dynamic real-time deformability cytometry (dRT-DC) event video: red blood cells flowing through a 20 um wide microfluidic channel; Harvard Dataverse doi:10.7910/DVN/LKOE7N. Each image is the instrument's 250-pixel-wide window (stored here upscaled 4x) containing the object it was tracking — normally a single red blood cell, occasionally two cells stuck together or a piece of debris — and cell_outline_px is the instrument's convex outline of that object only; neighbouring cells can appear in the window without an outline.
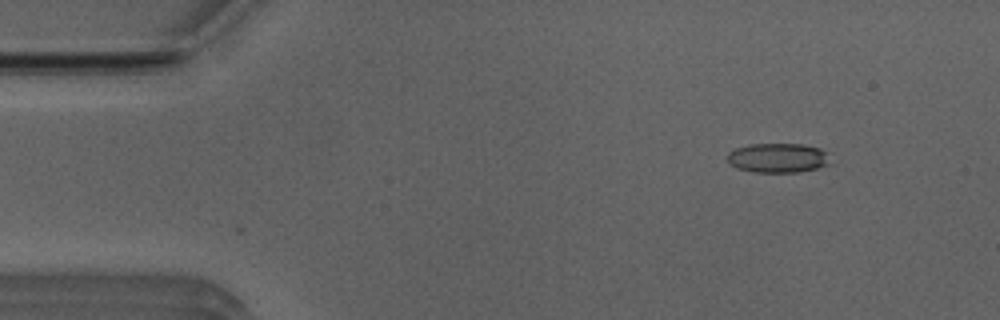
{"species": "Egyptian fruit bat (a non-hibernating species)", "species_latin": "Rousettus aegyptiacus", "temperature_condition": "room temperature", "stored_images_in_passage": 2, "camera_frame_rate_fps": 3000, "um_per_image_px": 0.085, "animal": {"sex": "male"}, "frame": {"image": 1, "passage_image": 2, "time_ms": 0.333, "image_size_px": [1000, 320], "cell_outline_px": [[828, 164], [816, 168], [800, 172], [752, 172], [736, 168], [728, 164], [728, 152], [736, 148], [752, 144], [800, 144], [820, 148], [828, 152]], "centroid_in_image_um": [66.09, 13.42], "position_along_channel_um": 18.9, "area_um2": 17.69}}